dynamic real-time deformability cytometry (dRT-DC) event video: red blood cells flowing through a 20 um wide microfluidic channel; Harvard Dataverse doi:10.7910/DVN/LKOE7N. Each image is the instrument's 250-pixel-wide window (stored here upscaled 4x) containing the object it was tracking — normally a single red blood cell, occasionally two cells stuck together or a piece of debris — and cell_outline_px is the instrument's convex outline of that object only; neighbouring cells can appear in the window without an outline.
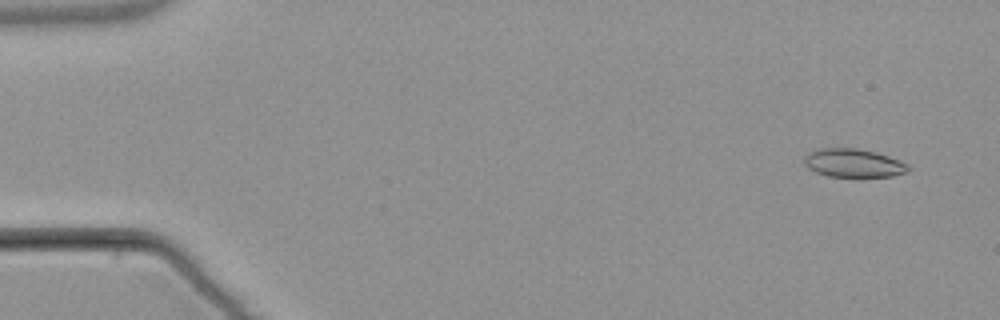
{"species": "common noctule bat (a hibernating species)", "species_latin": "Nyctalus noctula", "temperature_condition": "warm", "stored_images_in_passage": 6, "camera_frame_rate_fps": 3000, "um_per_image_px": 0.085, "animal": {"sex": "male", "body_mass_g": 21.5, "forearm_length_mm": 52.0}, "frame": {"image": 1, "passage_image": 1, "time_ms": 0.0, "image_size_px": [1000, 320], "cell_outline_px": [[912, 168], [908, 172], [892, 176], [860, 180], [828, 176], [816, 172], [808, 168], [804, 164], [804, 156], [808, 152], [820, 148], [856, 148], [876, 152], [900, 160], [908, 164]], "centroid_in_image_um": [72.58, 13.91], "position_along_channel_um": 12.4, "area_um2": 18.21}}
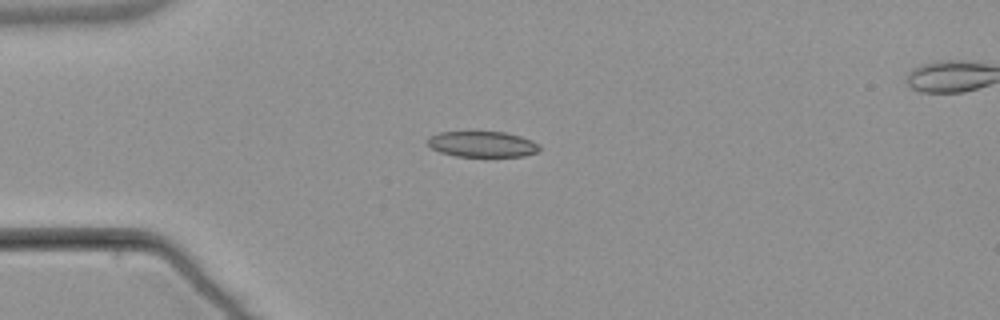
{"frame": {"image": 2, "passage_image": 4, "time_ms": 3.667, "image_size_px": [1000, 320], "cell_outline_px": [[540, 148], [536, 152], [524, 156], [456, 156], [440, 152], [432, 148], [428, 144], [428, 136], [440, 132], [504, 132], [520, 136], [532, 140], [540, 144]], "centroid_in_image_um": [41.0, 12.25], "position_along_channel_um": 44.0, "area_um2": 16.7}}
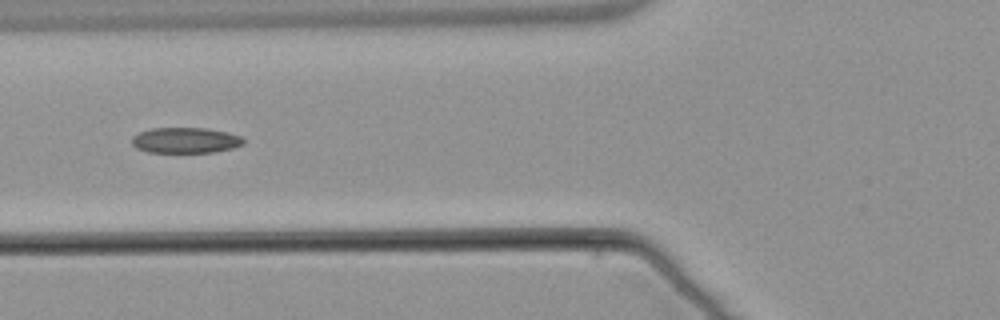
{"frame": {"image": 3, "passage_image": 6, "time_ms": 6.0, "image_size_px": [1000, 320], "cell_outline_px": [[244, 144], [232, 148], [212, 152], [148, 152], [136, 148], [132, 144], [132, 136], [140, 132], [152, 128], [204, 128], [228, 132], [240, 136], [244, 140]], "centroid_in_image_um": [15.75, 11.92], "position_along_channel_um": 110.0, "area_um2": 16.59}}